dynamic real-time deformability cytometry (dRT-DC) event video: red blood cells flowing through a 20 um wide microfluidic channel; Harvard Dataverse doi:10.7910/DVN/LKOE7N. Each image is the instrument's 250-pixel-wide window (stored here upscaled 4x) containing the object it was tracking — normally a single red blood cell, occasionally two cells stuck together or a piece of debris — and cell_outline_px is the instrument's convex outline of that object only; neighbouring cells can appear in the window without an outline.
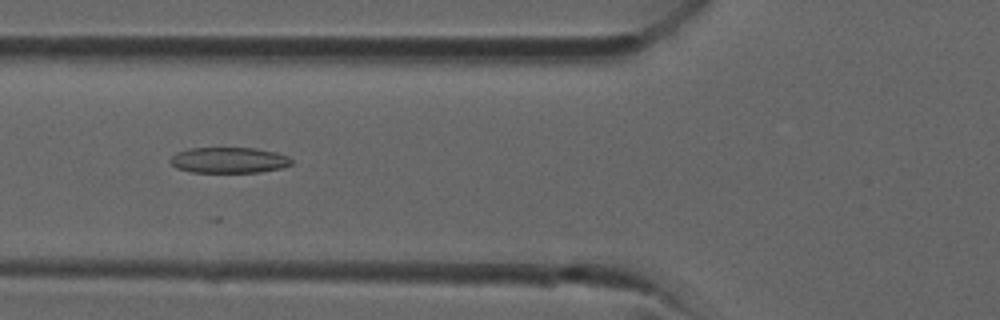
{"species": "common noctule bat (a hibernating species)", "species_latin": "Nyctalus noctula", "temperature_condition": "room temperature", "stored_images_in_passage": 16, "camera_frame_rate_fps": 3000, "um_per_image_px": 0.085, "animal": {"sex": "male", "forearm_length_mm": 52.5}, "frame": {"image": 1, "passage_image": 14, "time_ms": 4.333, "image_size_px": [1000, 320], "cell_outline_px": [[292, 164], [280, 168], [260, 172], [192, 172], [176, 168], [168, 160], [176, 152], [188, 148], [256, 148], [276, 152], [288, 156], [292, 160]], "centroid_in_image_um": [19.44, 13.61], "position_along_channel_um": 106.4, "area_um2": 18.26}}